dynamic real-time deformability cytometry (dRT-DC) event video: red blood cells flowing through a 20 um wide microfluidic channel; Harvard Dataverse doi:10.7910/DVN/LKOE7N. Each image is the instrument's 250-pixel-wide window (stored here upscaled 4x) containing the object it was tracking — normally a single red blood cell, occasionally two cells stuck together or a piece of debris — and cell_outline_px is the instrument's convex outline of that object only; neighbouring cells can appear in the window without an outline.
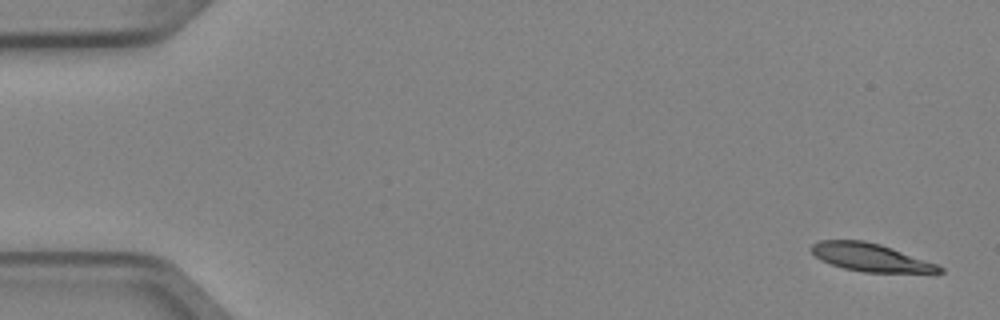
{"species": "Egyptian fruit bat (a non-hibernating species)", "species_latin": "Rousettus aegyptiacus", "temperature_condition": "cold", "stored_images_in_passage": 7, "camera_frame_rate_fps": 3000, "um_per_image_px": 0.085, "animal": {"sex": "female"}, "frame": {"image": 1, "passage_image": 1, "time_ms": 0.0, "image_size_px": [1000, 320], "cell_outline_px": [[944, 272], [864, 272], [844, 268], [820, 260], [808, 248], [812, 244], [820, 240], [864, 240], [880, 244], [892, 248], [936, 264], [944, 268]], "centroid_in_image_um": [73.94, 21.86], "position_along_channel_um": 11.1, "area_um2": 20.58}}
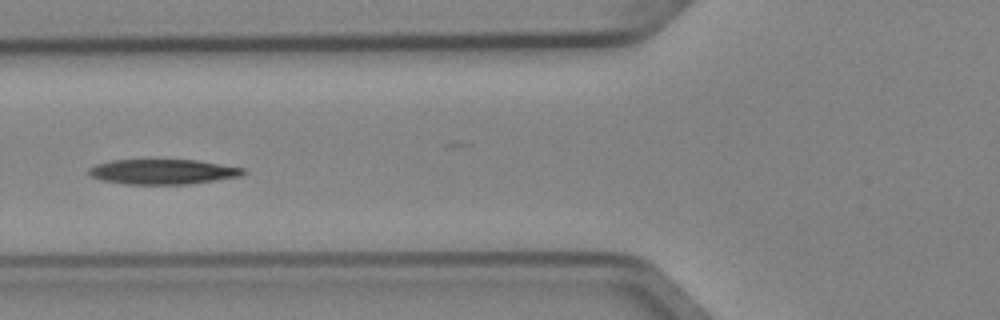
{"frame": {"image": 2, "passage_image": 6, "time_ms": 1.667, "image_size_px": [1000, 320], "cell_outline_px": [[248, 172], [240, 176], [188, 184], [128, 184], [104, 180], [92, 176], [88, 172], [88, 168], [96, 164], [112, 160], [196, 160], [244, 168]], "centroid_in_image_um": [13.85, 14.59], "position_along_channel_um": 111.9, "area_um2": 22.25}}
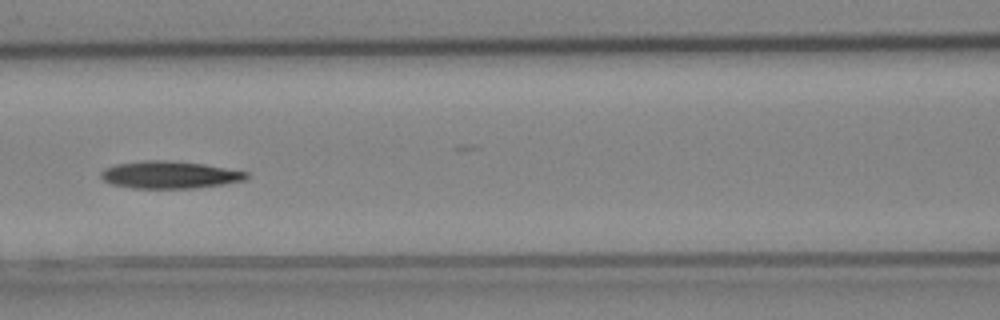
{"frame": {"image": 3, "passage_image": 7, "time_ms": 2.0, "image_size_px": [1000, 320], "cell_outline_px": [[248, 176], [244, 180], [224, 184], [196, 188], [132, 188], [112, 184], [104, 180], [100, 176], [100, 172], [104, 168], [116, 164], [144, 160], [164, 160], [204, 164], [248, 172]], "centroid_in_image_um": [14.4, 14.86], "position_along_channel_um": 152.2, "area_um2": 23.12}}